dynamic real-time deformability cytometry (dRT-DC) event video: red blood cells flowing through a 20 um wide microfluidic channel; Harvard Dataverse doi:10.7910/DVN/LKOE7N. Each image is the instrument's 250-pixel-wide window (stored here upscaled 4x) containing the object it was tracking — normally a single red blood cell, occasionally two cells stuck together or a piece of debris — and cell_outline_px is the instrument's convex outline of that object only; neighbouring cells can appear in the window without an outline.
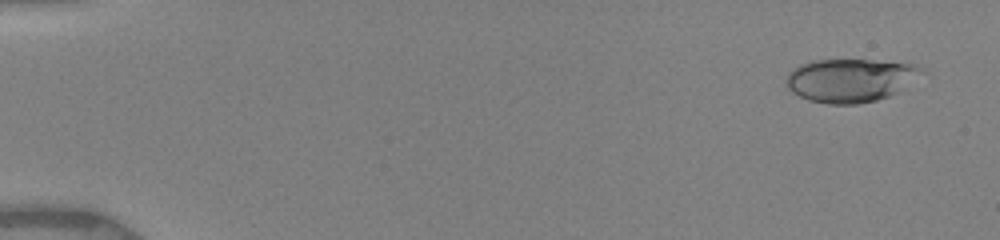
{"species": "human", "species_latin": "Homo sapiens", "temperature_condition": "warm", "stored_images_in_passage": 19, "camera_frame_rate_fps": 3000, "um_per_image_px": 0.085, "donor": {"sex": "female"}, "frame": {"image": 1, "passage_image": 4, "time_ms": 0.667, "image_size_px": [1000, 240], "cell_outline_px": [[924, 68], [900, 92], [876, 100], [856, 104], [828, 104], [808, 100], [792, 92], [784, 84], [784, 80], [788, 72], [792, 68], [800, 64], [812, 60], [872, 60], [916, 64]], "centroid_in_image_um": [72.21, 6.82], "position_along_channel_um": 12.8, "area_um2": 34.28}}